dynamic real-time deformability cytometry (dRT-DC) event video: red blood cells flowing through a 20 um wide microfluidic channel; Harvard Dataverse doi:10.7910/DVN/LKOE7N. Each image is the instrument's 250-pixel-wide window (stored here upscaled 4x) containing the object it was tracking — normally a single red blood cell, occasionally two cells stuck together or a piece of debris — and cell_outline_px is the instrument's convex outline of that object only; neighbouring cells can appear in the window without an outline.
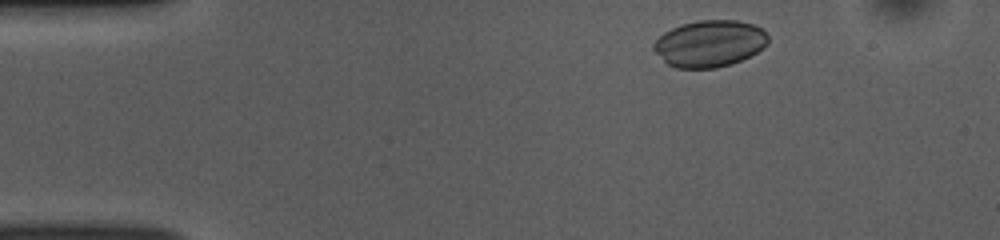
{"species": "common noctule bat (a hibernating species)", "species_latin": "Nyctalus noctula", "temperature_condition": "room temperature", "stored_images_in_passage": 47, "camera_frame_rate_fps": 3000, "um_per_image_px": 0.085, "animal": {"sex": "female", "body_mass_g": 10.0, "forearm_length_mm": 53.1}, "frame": {"image": 1, "passage_image": 3, "time_ms": 0.667, "image_size_px": [1000, 240], "cell_outline_px": [[768, 44], [756, 52], [732, 64], [716, 68], [676, 68], [668, 64], [652, 48], [652, 44], [664, 32], [680, 24], [700, 20], [736, 20], [752, 24], [764, 28], [768, 36]], "centroid_in_image_um": [60.32, 3.69], "position_along_channel_um": 24.7, "area_um2": 31.15}}
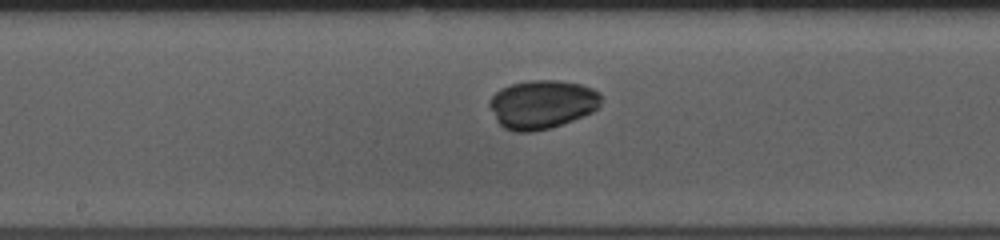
{"frame": {"image": 2, "passage_image": 22, "time_ms": 7.0, "image_size_px": [1000, 240], "cell_outline_px": [[600, 104], [592, 112], [584, 116], [548, 128], [532, 132], [512, 132], [504, 128], [496, 120], [488, 104], [488, 100], [500, 88], [508, 84], [528, 80], [560, 80], [580, 84], [592, 88], [600, 92]], "centroid_in_image_um": [46.04, 8.86], "position_along_channel_um": 202.2, "area_um2": 31.85}}
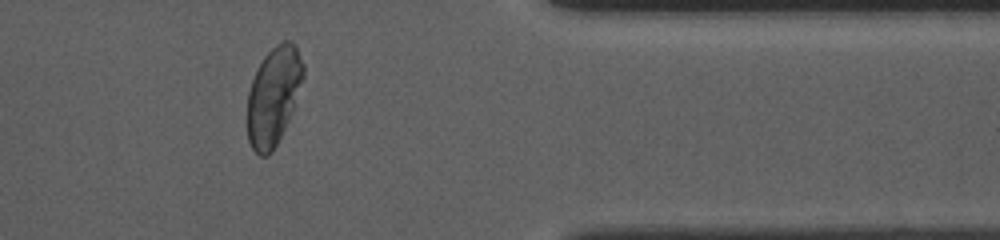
{"frame": {"image": 3, "passage_image": 38, "time_ms": 12.333, "image_size_px": [1000, 240], "cell_outline_px": [[304, 76], [288, 120], [272, 152], [268, 156], [260, 156], [252, 148], [248, 140], [248, 92], [252, 80], [264, 56], [276, 44], [284, 40], [288, 40], [296, 44], [304, 64]], "centroid_in_image_um": [23.25, 8.13], "position_along_channel_um": 388.1, "area_um2": 31.62}}